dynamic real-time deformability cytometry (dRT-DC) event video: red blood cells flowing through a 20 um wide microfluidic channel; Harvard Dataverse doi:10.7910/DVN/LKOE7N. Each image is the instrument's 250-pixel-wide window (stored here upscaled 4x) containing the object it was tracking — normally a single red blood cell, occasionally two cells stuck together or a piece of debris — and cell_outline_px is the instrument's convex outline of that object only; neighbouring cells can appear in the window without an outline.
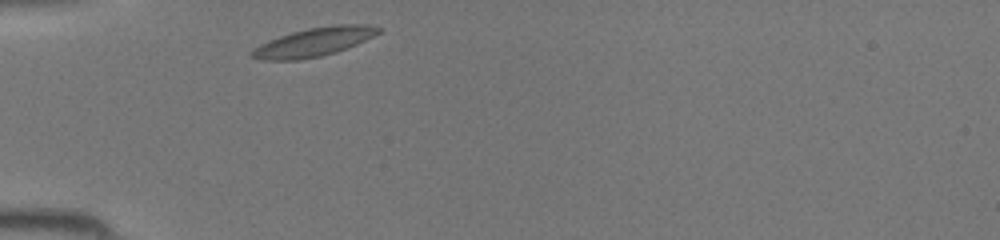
{"species": "common noctule bat (a hibernating species)", "species_latin": "Nyctalus noctula", "temperature_condition": "room temperature", "stored_images_in_passage": 26, "camera_frame_rate_fps": 3000, "um_per_image_px": 0.085, "animal": {"sex": "female", "body_mass_g": 19.5, "forearm_length_mm": 54.1}, "frame": {"image": 1, "passage_image": 1, "time_ms": 0.0, "image_size_px": [1000, 240], "cell_outline_px": [[384, 28], [380, 32], [348, 48], [336, 52], [320, 56], [300, 60], [260, 60], [252, 56], [252, 52], [260, 44], [280, 36], [292, 32], [308, 28], [336, 24], [364, 24]], "centroid_in_image_um": [26.73, 3.56], "position_along_channel_um": 58.3, "area_um2": 20.92}}
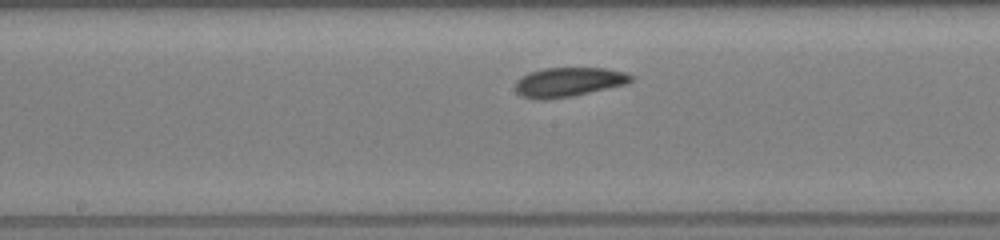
{"frame": {"image": 2, "passage_image": 11, "time_ms": 3.333, "image_size_px": [1000, 240], "cell_outline_px": [[632, 80], [628, 84], [572, 96], [544, 100], [540, 100], [520, 96], [516, 92], [516, 80], [532, 72], [544, 68], [608, 68], [624, 72], [632, 76]], "centroid_in_image_um": [48.34, 6.98], "position_along_channel_um": 199.9, "area_um2": 19.71}}
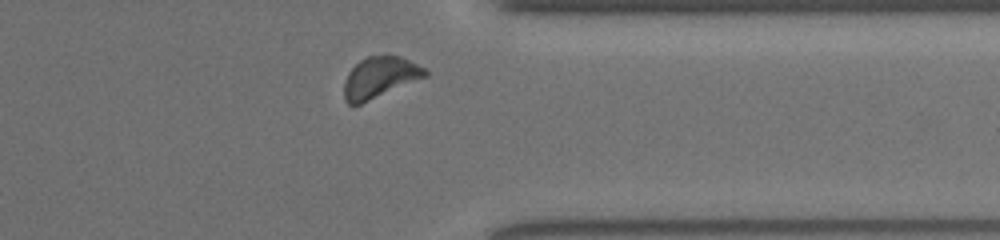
{"frame": {"image": 3, "passage_image": 23, "time_ms": 7.333, "image_size_px": [1000, 240], "cell_outline_px": [[428, 76], [360, 104], [348, 104], [344, 100], [344, 80], [348, 72], [360, 60], [368, 56], [400, 56], [424, 68], [428, 72]], "centroid_in_image_um": [32.26, 6.59], "position_along_channel_um": 379.1, "area_um2": 19.19}}